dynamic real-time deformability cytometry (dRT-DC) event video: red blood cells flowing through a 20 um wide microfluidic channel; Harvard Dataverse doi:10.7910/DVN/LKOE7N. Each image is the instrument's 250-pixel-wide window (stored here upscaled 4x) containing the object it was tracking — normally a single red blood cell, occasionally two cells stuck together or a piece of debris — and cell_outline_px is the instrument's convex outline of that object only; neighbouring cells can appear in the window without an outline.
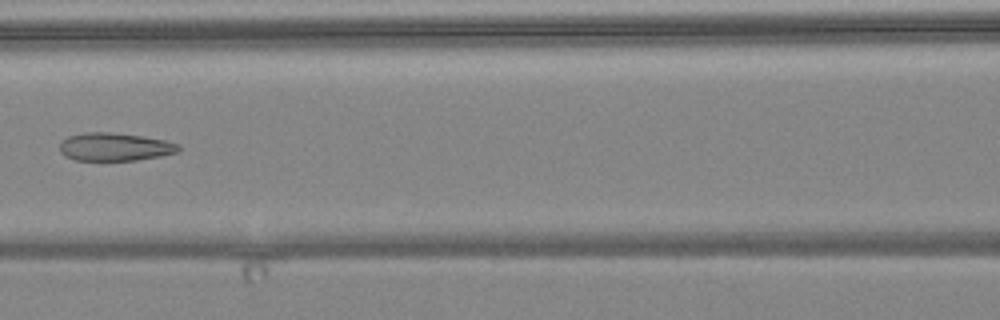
{"species": "common noctule bat (a hibernating species)", "species_latin": "Nyctalus noctula", "temperature_condition": "warm", "stored_images_in_passage": 7, "camera_frame_rate_fps": 3000, "um_per_image_px": 0.085, "animal": {"sex": "female", "body_mass_g": 24.6, "forearm_length_mm": 56.2}, "frame": {"image": 1, "passage_image": 7, "time_ms": 7.0, "image_size_px": [1000, 320], "cell_outline_px": [[180, 152], [160, 156], [136, 160], [76, 160], [64, 156], [60, 152], [60, 144], [68, 136], [84, 132], [108, 132], [144, 136], [164, 140], [180, 144]], "centroid_in_image_um": [9.78, 12.48], "position_along_channel_um": 156.8, "area_um2": 19.48}}